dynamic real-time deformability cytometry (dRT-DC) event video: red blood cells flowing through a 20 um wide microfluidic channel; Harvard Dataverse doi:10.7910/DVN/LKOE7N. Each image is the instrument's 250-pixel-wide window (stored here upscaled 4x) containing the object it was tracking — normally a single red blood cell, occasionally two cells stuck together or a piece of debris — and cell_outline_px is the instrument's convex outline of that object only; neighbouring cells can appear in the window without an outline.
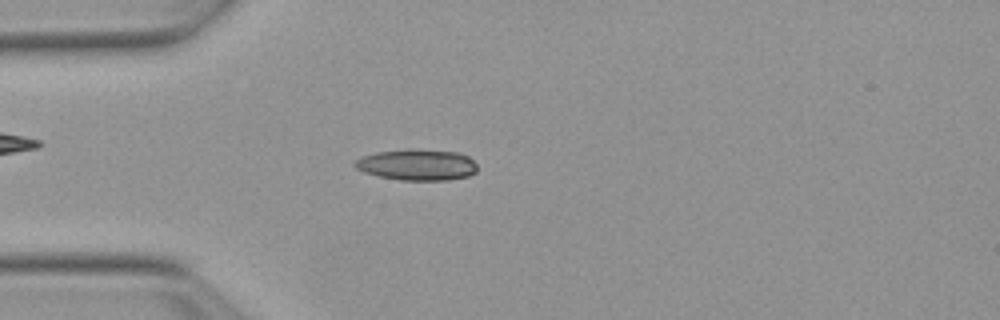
{"species": "Egyptian fruit bat (a non-hibernating species)", "species_latin": "Rousettus aegyptiacus", "temperature_condition": "warm", "stored_images_in_passage": 43, "camera_frame_rate_fps": 3000, "um_per_image_px": 0.085, "animal": {"sex": "female"}, "frame": {"image": 1, "passage_image": 14, "time_ms": 4.333, "image_size_px": [1000, 320], "cell_outline_px": [[476, 172], [468, 176], [448, 180], [400, 180], [380, 176], [364, 172], [356, 168], [352, 164], [360, 156], [376, 152], [408, 148], [420, 148], [460, 152], [468, 156], [476, 164]], "centroid_in_image_um": [35.45, 13.98], "position_along_channel_um": 49.6, "area_um2": 22.6}}
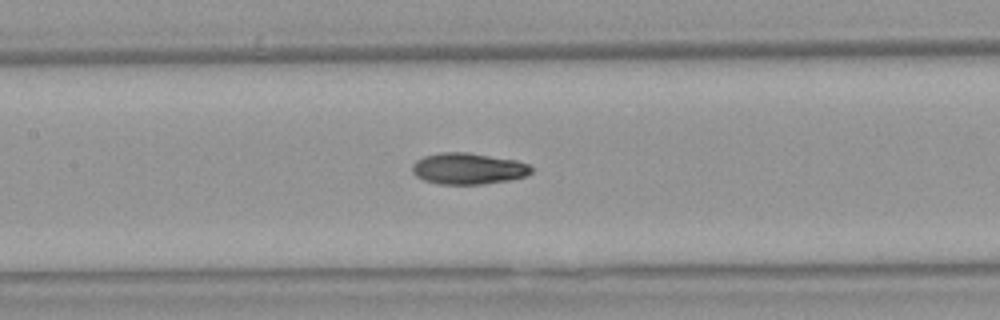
{"frame": {"image": 2, "passage_image": 24, "time_ms": 7.667, "image_size_px": [1000, 320], "cell_outline_px": [[532, 172], [528, 176], [512, 180], [484, 184], [436, 184], [424, 180], [416, 176], [412, 172], [412, 164], [416, 160], [424, 156], [440, 152], [468, 152], [516, 160], [532, 164]], "centroid_in_image_um": [39.83, 14.33], "position_along_channel_um": 167.6, "area_um2": 22.14}}
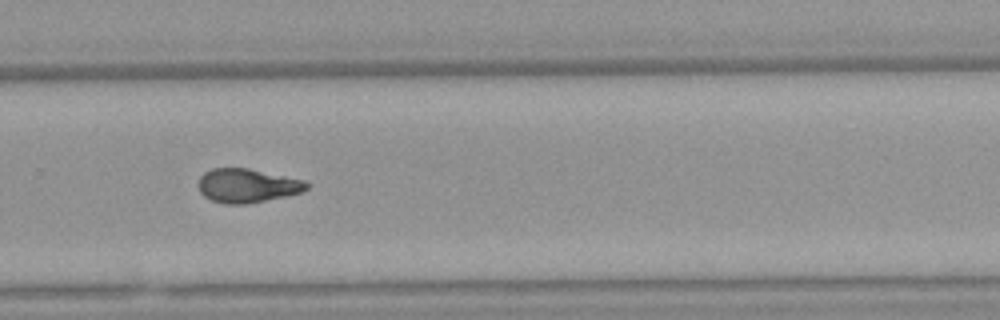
{"frame": {"image": 3, "passage_image": 35, "time_ms": 11.333, "image_size_px": [1000, 320], "cell_outline_px": [[308, 188], [300, 192], [284, 196], [248, 204], [224, 204], [212, 200], [204, 196], [200, 192], [196, 184], [200, 176], [204, 172], [212, 168], [248, 168], [304, 180], [308, 184]], "centroid_in_image_um": [20.95, 15.77], "position_along_channel_um": 308.9, "area_um2": 21.39}}